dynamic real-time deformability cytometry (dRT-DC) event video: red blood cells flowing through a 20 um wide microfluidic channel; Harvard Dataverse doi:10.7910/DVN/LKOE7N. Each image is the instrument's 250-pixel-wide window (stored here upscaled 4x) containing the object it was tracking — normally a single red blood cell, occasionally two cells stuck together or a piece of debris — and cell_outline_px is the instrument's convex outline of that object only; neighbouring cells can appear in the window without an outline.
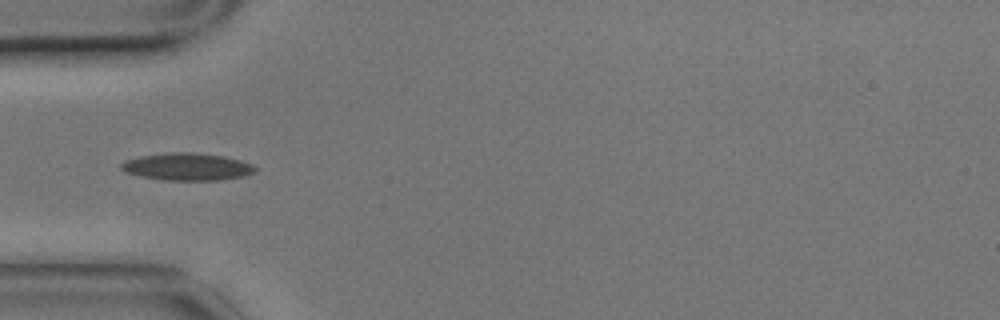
{"species": "common noctule bat (a hibernating species)", "species_latin": "Nyctalus noctula", "temperature_condition": "cold", "stored_images_in_passage": 6, "camera_frame_rate_fps": 3000, "um_per_image_px": 0.085, "animal": {"sex": "male", "body_mass_g": 17.9}, "frame": {"image": 1, "passage_image": 5, "time_ms": 1.333, "image_size_px": [1000, 320], "cell_outline_px": [[256, 172], [244, 176], [220, 180], [164, 180], [140, 176], [128, 172], [120, 168], [120, 164], [124, 160], [140, 156], [172, 152], [188, 152], [220, 156], [240, 160], [252, 164], [256, 168]], "centroid_in_image_um": [15.91, 14.18], "position_along_channel_um": 69.1, "area_um2": 21.15}}